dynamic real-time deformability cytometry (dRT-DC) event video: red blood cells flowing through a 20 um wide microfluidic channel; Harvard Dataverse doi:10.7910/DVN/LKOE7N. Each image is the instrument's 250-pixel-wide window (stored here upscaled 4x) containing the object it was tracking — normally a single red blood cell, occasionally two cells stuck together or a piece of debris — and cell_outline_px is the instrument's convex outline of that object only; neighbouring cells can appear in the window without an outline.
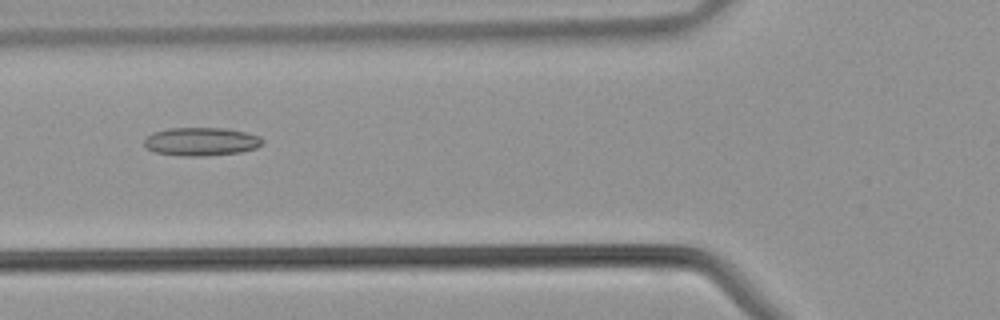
{"species": "common noctule bat (a hibernating species)", "species_latin": "Nyctalus noctula", "temperature_condition": "warm", "stored_images_in_passage": 37, "camera_frame_rate_fps": 3000, "um_per_image_px": 0.085, "animal": {"sex": "male", "body_mass_g": 21.5, "forearm_length_mm": 52.0}, "frame": {"image": 1, "passage_image": 11, "time_ms": 3.333, "image_size_px": [1000, 320], "cell_outline_px": [[264, 140], [256, 148], [240, 152], [204, 156], [180, 156], [152, 152], [144, 144], [144, 140], [152, 132], [168, 128], [228, 128], [260, 136]], "centroid_in_image_um": [17.08, 12.03], "position_along_channel_um": 108.7, "area_um2": 19.59}}
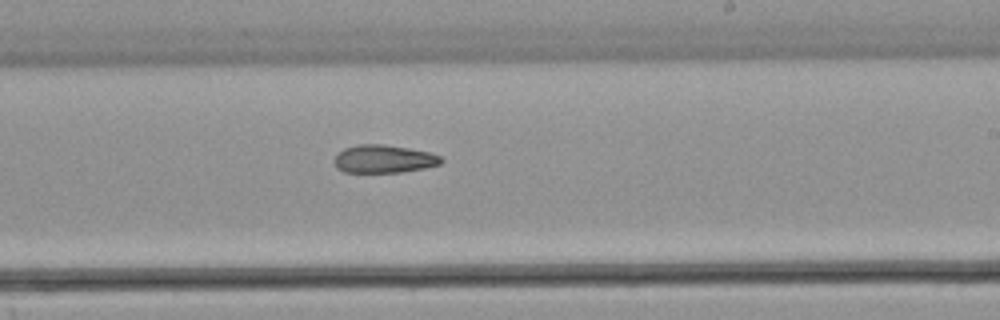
{"frame": {"image": 2, "passage_image": 20, "time_ms": 6.333, "image_size_px": [1000, 320], "cell_outline_px": [[444, 160], [440, 164], [424, 168], [400, 172], [344, 172], [336, 168], [332, 160], [336, 152], [344, 148], [360, 144], [384, 144], [408, 148], [428, 152], [440, 156]], "centroid_in_image_um": [32.56, 13.51], "position_along_channel_um": 256.4, "area_um2": 17.57}}
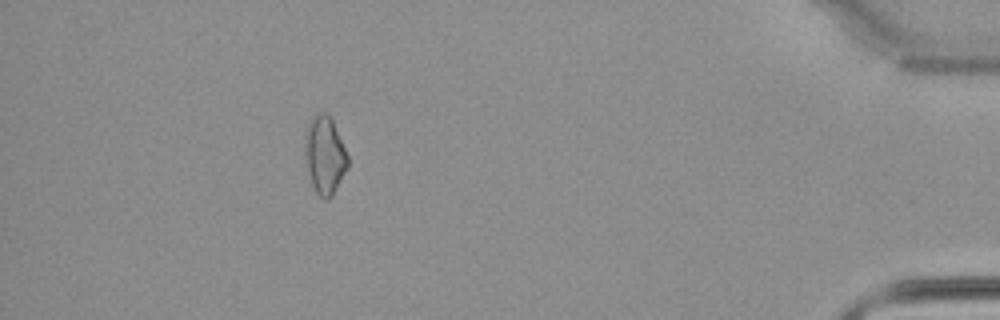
{"frame": {"image": 3, "passage_image": 33, "time_ms": 10.667, "image_size_px": [1000, 320], "cell_outline_px": [[348, 168], [332, 196], [328, 200], [324, 200], [316, 192], [312, 184], [308, 172], [304, 156], [304, 132], [312, 116], [320, 112], [324, 112], [332, 120], [348, 156]], "centroid_in_image_um": [27.58, 13.2], "position_along_channel_um": 407.6, "area_um2": 19.54}}